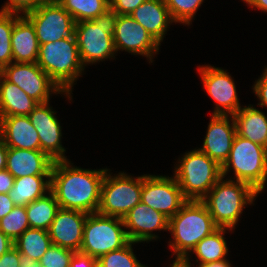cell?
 <instances>
[{"label":"cell","mask_w":267,"mask_h":267,"mask_svg":"<svg viewBox=\"0 0 267 267\" xmlns=\"http://www.w3.org/2000/svg\"><path fill=\"white\" fill-rule=\"evenodd\" d=\"M15 182V178L6 170L0 171V193H9Z\"/></svg>","instance_id":"40"},{"label":"cell","mask_w":267,"mask_h":267,"mask_svg":"<svg viewBox=\"0 0 267 267\" xmlns=\"http://www.w3.org/2000/svg\"><path fill=\"white\" fill-rule=\"evenodd\" d=\"M30 228L49 229L60 209L54 193L50 190L44 196L25 206Z\"/></svg>","instance_id":"27"},{"label":"cell","mask_w":267,"mask_h":267,"mask_svg":"<svg viewBox=\"0 0 267 267\" xmlns=\"http://www.w3.org/2000/svg\"><path fill=\"white\" fill-rule=\"evenodd\" d=\"M87 216V213L81 211L60 208L48 229L51 243L75 252L80 251Z\"/></svg>","instance_id":"18"},{"label":"cell","mask_w":267,"mask_h":267,"mask_svg":"<svg viewBox=\"0 0 267 267\" xmlns=\"http://www.w3.org/2000/svg\"><path fill=\"white\" fill-rule=\"evenodd\" d=\"M33 267H45V266H42L39 263H37V264L33 265Z\"/></svg>","instance_id":"49"},{"label":"cell","mask_w":267,"mask_h":267,"mask_svg":"<svg viewBox=\"0 0 267 267\" xmlns=\"http://www.w3.org/2000/svg\"><path fill=\"white\" fill-rule=\"evenodd\" d=\"M38 262L30 257L20 253V266L19 267H33Z\"/></svg>","instance_id":"47"},{"label":"cell","mask_w":267,"mask_h":267,"mask_svg":"<svg viewBox=\"0 0 267 267\" xmlns=\"http://www.w3.org/2000/svg\"><path fill=\"white\" fill-rule=\"evenodd\" d=\"M14 207L15 204L9 194L0 193V220L8 215Z\"/></svg>","instance_id":"41"},{"label":"cell","mask_w":267,"mask_h":267,"mask_svg":"<svg viewBox=\"0 0 267 267\" xmlns=\"http://www.w3.org/2000/svg\"><path fill=\"white\" fill-rule=\"evenodd\" d=\"M232 232L229 228H218L209 236L202 239L190 252L195 254L197 257L195 262L198 265L217 262L227 259L228 256V245L225 240V233L227 231Z\"/></svg>","instance_id":"26"},{"label":"cell","mask_w":267,"mask_h":267,"mask_svg":"<svg viewBox=\"0 0 267 267\" xmlns=\"http://www.w3.org/2000/svg\"><path fill=\"white\" fill-rule=\"evenodd\" d=\"M253 93L259 99L257 103L260 107H267V67L265 66L264 72L261 77L256 80L252 86Z\"/></svg>","instance_id":"37"},{"label":"cell","mask_w":267,"mask_h":267,"mask_svg":"<svg viewBox=\"0 0 267 267\" xmlns=\"http://www.w3.org/2000/svg\"><path fill=\"white\" fill-rule=\"evenodd\" d=\"M237 135L267 148V116L253 105L242 106L233 115Z\"/></svg>","instance_id":"23"},{"label":"cell","mask_w":267,"mask_h":267,"mask_svg":"<svg viewBox=\"0 0 267 267\" xmlns=\"http://www.w3.org/2000/svg\"><path fill=\"white\" fill-rule=\"evenodd\" d=\"M169 13L176 23L190 25L204 0H164Z\"/></svg>","instance_id":"32"},{"label":"cell","mask_w":267,"mask_h":267,"mask_svg":"<svg viewBox=\"0 0 267 267\" xmlns=\"http://www.w3.org/2000/svg\"><path fill=\"white\" fill-rule=\"evenodd\" d=\"M48 0H7L1 7L0 13H16L25 15L26 13L35 10Z\"/></svg>","instance_id":"35"},{"label":"cell","mask_w":267,"mask_h":267,"mask_svg":"<svg viewBox=\"0 0 267 267\" xmlns=\"http://www.w3.org/2000/svg\"><path fill=\"white\" fill-rule=\"evenodd\" d=\"M190 258L175 257L170 267H192ZM194 267V266H193Z\"/></svg>","instance_id":"45"},{"label":"cell","mask_w":267,"mask_h":267,"mask_svg":"<svg viewBox=\"0 0 267 267\" xmlns=\"http://www.w3.org/2000/svg\"><path fill=\"white\" fill-rule=\"evenodd\" d=\"M187 201L174 176L143 174L141 202L150 208L170 219Z\"/></svg>","instance_id":"12"},{"label":"cell","mask_w":267,"mask_h":267,"mask_svg":"<svg viewBox=\"0 0 267 267\" xmlns=\"http://www.w3.org/2000/svg\"><path fill=\"white\" fill-rule=\"evenodd\" d=\"M130 16L160 45L169 26L175 23L164 0H146Z\"/></svg>","instance_id":"22"},{"label":"cell","mask_w":267,"mask_h":267,"mask_svg":"<svg viewBox=\"0 0 267 267\" xmlns=\"http://www.w3.org/2000/svg\"><path fill=\"white\" fill-rule=\"evenodd\" d=\"M20 266V252L12 247L9 251L0 257V267H19Z\"/></svg>","instance_id":"39"},{"label":"cell","mask_w":267,"mask_h":267,"mask_svg":"<svg viewBox=\"0 0 267 267\" xmlns=\"http://www.w3.org/2000/svg\"><path fill=\"white\" fill-rule=\"evenodd\" d=\"M236 134L233 116L211 115L203 145L198 149L222 167L229 158Z\"/></svg>","instance_id":"17"},{"label":"cell","mask_w":267,"mask_h":267,"mask_svg":"<svg viewBox=\"0 0 267 267\" xmlns=\"http://www.w3.org/2000/svg\"><path fill=\"white\" fill-rule=\"evenodd\" d=\"M128 242L122 218L90 213L84 224L80 252L98 259Z\"/></svg>","instance_id":"9"},{"label":"cell","mask_w":267,"mask_h":267,"mask_svg":"<svg viewBox=\"0 0 267 267\" xmlns=\"http://www.w3.org/2000/svg\"><path fill=\"white\" fill-rule=\"evenodd\" d=\"M51 190V175H32L15 178L9 196L15 206H27Z\"/></svg>","instance_id":"25"},{"label":"cell","mask_w":267,"mask_h":267,"mask_svg":"<svg viewBox=\"0 0 267 267\" xmlns=\"http://www.w3.org/2000/svg\"><path fill=\"white\" fill-rule=\"evenodd\" d=\"M38 102L19 86L0 79V116H28Z\"/></svg>","instance_id":"24"},{"label":"cell","mask_w":267,"mask_h":267,"mask_svg":"<svg viewBox=\"0 0 267 267\" xmlns=\"http://www.w3.org/2000/svg\"><path fill=\"white\" fill-rule=\"evenodd\" d=\"M231 266L232 264L229 262V260L224 259V260L217 261V262L201 264V265H198L197 267H231Z\"/></svg>","instance_id":"46"},{"label":"cell","mask_w":267,"mask_h":267,"mask_svg":"<svg viewBox=\"0 0 267 267\" xmlns=\"http://www.w3.org/2000/svg\"><path fill=\"white\" fill-rule=\"evenodd\" d=\"M107 168L83 169L68 160L54 161L51 191L61 209L96 213Z\"/></svg>","instance_id":"1"},{"label":"cell","mask_w":267,"mask_h":267,"mask_svg":"<svg viewBox=\"0 0 267 267\" xmlns=\"http://www.w3.org/2000/svg\"><path fill=\"white\" fill-rule=\"evenodd\" d=\"M56 111L50 106V101L38 103L30 112L29 119L36 128L41 151L46 153L52 160H68L65 156L66 149L62 146V126L60 120L55 116Z\"/></svg>","instance_id":"15"},{"label":"cell","mask_w":267,"mask_h":267,"mask_svg":"<svg viewBox=\"0 0 267 267\" xmlns=\"http://www.w3.org/2000/svg\"><path fill=\"white\" fill-rule=\"evenodd\" d=\"M54 160L41 150L8 147L6 170L14 177L51 175Z\"/></svg>","instance_id":"20"},{"label":"cell","mask_w":267,"mask_h":267,"mask_svg":"<svg viewBox=\"0 0 267 267\" xmlns=\"http://www.w3.org/2000/svg\"><path fill=\"white\" fill-rule=\"evenodd\" d=\"M2 73H3V68L0 66V79L2 77Z\"/></svg>","instance_id":"48"},{"label":"cell","mask_w":267,"mask_h":267,"mask_svg":"<svg viewBox=\"0 0 267 267\" xmlns=\"http://www.w3.org/2000/svg\"><path fill=\"white\" fill-rule=\"evenodd\" d=\"M74 252L52 244L38 263L45 267H69Z\"/></svg>","instance_id":"34"},{"label":"cell","mask_w":267,"mask_h":267,"mask_svg":"<svg viewBox=\"0 0 267 267\" xmlns=\"http://www.w3.org/2000/svg\"><path fill=\"white\" fill-rule=\"evenodd\" d=\"M198 71L203 87L215 102L212 115L233 116L242 106L231 74L213 65H199Z\"/></svg>","instance_id":"13"},{"label":"cell","mask_w":267,"mask_h":267,"mask_svg":"<svg viewBox=\"0 0 267 267\" xmlns=\"http://www.w3.org/2000/svg\"><path fill=\"white\" fill-rule=\"evenodd\" d=\"M234 177L227 179L247 183L259 194L264 191L267 181V150L266 147L235 135L229 158L222 166V177L229 172Z\"/></svg>","instance_id":"6"},{"label":"cell","mask_w":267,"mask_h":267,"mask_svg":"<svg viewBox=\"0 0 267 267\" xmlns=\"http://www.w3.org/2000/svg\"><path fill=\"white\" fill-rule=\"evenodd\" d=\"M113 41L116 53L121 50L144 56L149 63L154 62L153 57L160 52V44L130 15L117 16Z\"/></svg>","instance_id":"14"},{"label":"cell","mask_w":267,"mask_h":267,"mask_svg":"<svg viewBox=\"0 0 267 267\" xmlns=\"http://www.w3.org/2000/svg\"><path fill=\"white\" fill-rule=\"evenodd\" d=\"M109 170H106L101 185L97 213L123 219L132 208L141 202L143 175L133 177L126 172H119L113 176Z\"/></svg>","instance_id":"8"},{"label":"cell","mask_w":267,"mask_h":267,"mask_svg":"<svg viewBox=\"0 0 267 267\" xmlns=\"http://www.w3.org/2000/svg\"><path fill=\"white\" fill-rule=\"evenodd\" d=\"M0 136L7 147L41 150L38 132L29 116H0Z\"/></svg>","instance_id":"19"},{"label":"cell","mask_w":267,"mask_h":267,"mask_svg":"<svg viewBox=\"0 0 267 267\" xmlns=\"http://www.w3.org/2000/svg\"><path fill=\"white\" fill-rule=\"evenodd\" d=\"M11 47L13 62L37 63L40 45L34 25L25 15L14 13Z\"/></svg>","instance_id":"21"},{"label":"cell","mask_w":267,"mask_h":267,"mask_svg":"<svg viewBox=\"0 0 267 267\" xmlns=\"http://www.w3.org/2000/svg\"><path fill=\"white\" fill-rule=\"evenodd\" d=\"M110 8L117 15H131L133 11L146 0H109Z\"/></svg>","instance_id":"36"},{"label":"cell","mask_w":267,"mask_h":267,"mask_svg":"<svg viewBox=\"0 0 267 267\" xmlns=\"http://www.w3.org/2000/svg\"><path fill=\"white\" fill-rule=\"evenodd\" d=\"M51 245L48 231L36 228H28L14 241V247L21 254L37 262H39Z\"/></svg>","instance_id":"28"},{"label":"cell","mask_w":267,"mask_h":267,"mask_svg":"<svg viewBox=\"0 0 267 267\" xmlns=\"http://www.w3.org/2000/svg\"><path fill=\"white\" fill-rule=\"evenodd\" d=\"M14 27V13H0V66L13 62L11 33Z\"/></svg>","instance_id":"33"},{"label":"cell","mask_w":267,"mask_h":267,"mask_svg":"<svg viewBox=\"0 0 267 267\" xmlns=\"http://www.w3.org/2000/svg\"><path fill=\"white\" fill-rule=\"evenodd\" d=\"M117 14L111 8L92 20L75 23V36L84 67L115 58L113 33Z\"/></svg>","instance_id":"5"},{"label":"cell","mask_w":267,"mask_h":267,"mask_svg":"<svg viewBox=\"0 0 267 267\" xmlns=\"http://www.w3.org/2000/svg\"><path fill=\"white\" fill-rule=\"evenodd\" d=\"M14 247V242L0 231V257Z\"/></svg>","instance_id":"42"},{"label":"cell","mask_w":267,"mask_h":267,"mask_svg":"<svg viewBox=\"0 0 267 267\" xmlns=\"http://www.w3.org/2000/svg\"><path fill=\"white\" fill-rule=\"evenodd\" d=\"M218 228L202 201L188 200L169 219V233L173 238L168 245L175 257L190 258L192 249Z\"/></svg>","instance_id":"2"},{"label":"cell","mask_w":267,"mask_h":267,"mask_svg":"<svg viewBox=\"0 0 267 267\" xmlns=\"http://www.w3.org/2000/svg\"><path fill=\"white\" fill-rule=\"evenodd\" d=\"M134 244L137 243L129 241L124 247L102 255L97 259L98 267H148L137 259Z\"/></svg>","instance_id":"30"},{"label":"cell","mask_w":267,"mask_h":267,"mask_svg":"<svg viewBox=\"0 0 267 267\" xmlns=\"http://www.w3.org/2000/svg\"><path fill=\"white\" fill-rule=\"evenodd\" d=\"M69 267H98V260L88 254L76 251L71 258Z\"/></svg>","instance_id":"38"},{"label":"cell","mask_w":267,"mask_h":267,"mask_svg":"<svg viewBox=\"0 0 267 267\" xmlns=\"http://www.w3.org/2000/svg\"><path fill=\"white\" fill-rule=\"evenodd\" d=\"M129 241L147 243L160 238L153 231H169V218L139 202L123 218Z\"/></svg>","instance_id":"16"},{"label":"cell","mask_w":267,"mask_h":267,"mask_svg":"<svg viewBox=\"0 0 267 267\" xmlns=\"http://www.w3.org/2000/svg\"><path fill=\"white\" fill-rule=\"evenodd\" d=\"M182 156L173 176L187 200L201 201L222 177V167L196 148Z\"/></svg>","instance_id":"7"},{"label":"cell","mask_w":267,"mask_h":267,"mask_svg":"<svg viewBox=\"0 0 267 267\" xmlns=\"http://www.w3.org/2000/svg\"><path fill=\"white\" fill-rule=\"evenodd\" d=\"M244 3L248 4L252 9H258L262 12L267 13V0H242Z\"/></svg>","instance_id":"44"},{"label":"cell","mask_w":267,"mask_h":267,"mask_svg":"<svg viewBox=\"0 0 267 267\" xmlns=\"http://www.w3.org/2000/svg\"><path fill=\"white\" fill-rule=\"evenodd\" d=\"M37 64L60 87L72 93L75 82L84 74L75 34L39 47ZM83 73V74H82Z\"/></svg>","instance_id":"4"},{"label":"cell","mask_w":267,"mask_h":267,"mask_svg":"<svg viewBox=\"0 0 267 267\" xmlns=\"http://www.w3.org/2000/svg\"><path fill=\"white\" fill-rule=\"evenodd\" d=\"M225 179L221 177L201 201L219 228L234 230L246 205H252L259 193L247 183Z\"/></svg>","instance_id":"3"},{"label":"cell","mask_w":267,"mask_h":267,"mask_svg":"<svg viewBox=\"0 0 267 267\" xmlns=\"http://www.w3.org/2000/svg\"><path fill=\"white\" fill-rule=\"evenodd\" d=\"M75 22L92 20L110 8L109 0H56Z\"/></svg>","instance_id":"29"},{"label":"cell","mask_w":267,"mask_h":267,"mask_svg":"<svg viewBox=\"0 0 267 267\" xmlns=\"http://www.w3.org/2000/svg\"><path fill=\"white\" fill-rule=\"evenodd\" d=\"M8 147L0 136V171L6 169Z\"/></svg>","instance_id":"43"},{"label":"cell","mask_w":267,"mask_h":267,"mask_svg":"<svg viewBox=\"0 0 267 267\" xmlns=\"http://www.w3.org/2000/svg\"><path fill=\"white\" fill-rule=\"evenodd\" d=\"M28 228L30 226L25 206H15L8 215L0 220V231L13 242Z\"/></svg>","instance_id":"31"},{"label":"cell","mask_w":267,"mask_h":267,"mask_svg":"<svg viewBox=\"0 0 267 267\" xmlns=\"http://www.w3.org/2000/svg\"><path fill=\"white\" fill-rule=\"evenodd\" d=\"M25 16L34 25L39 45L71 37L75 33L76 22L56 0H48Z\"/></svg>","instance_id":"11"},{"label":"cell","mask_w":267,"mask_h":267,"mask_svg":"<svg viewBox=\"0 0 267 267\" xmlns=\"http://www.w3.org/2000/svg\"><path fill=\"white\" fill-rule=\"evenodd\" d=\"M2 76L38 103L49 102L52 94H62L72 101L71 92L62 91L37 63L12 62L3 67Z\"/></svg>","instance_id":"10"}]
</instances>
